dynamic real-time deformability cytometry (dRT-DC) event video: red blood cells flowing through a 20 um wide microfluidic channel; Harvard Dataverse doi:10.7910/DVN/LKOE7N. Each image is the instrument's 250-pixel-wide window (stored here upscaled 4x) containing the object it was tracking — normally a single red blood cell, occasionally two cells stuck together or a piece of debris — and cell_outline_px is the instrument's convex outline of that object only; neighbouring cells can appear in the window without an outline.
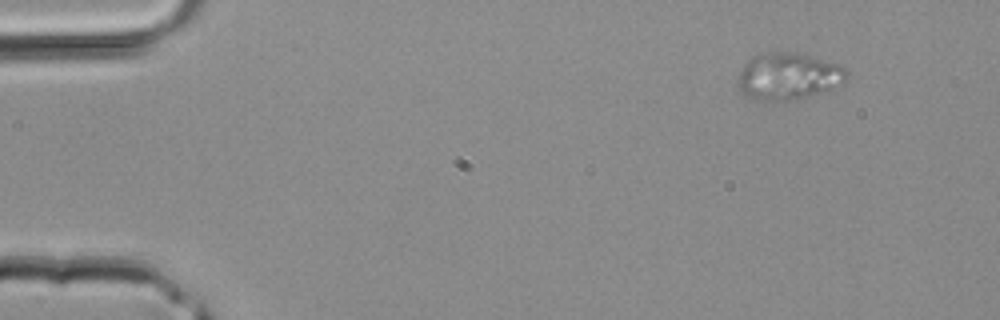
{"species": "common noctule bat (a hibernating species)", "species_latin": "Nyctalus noctula", "temperature_condition": "room temperature", "stored_images_in_passage": 36, "camera_frame_rate_fps": 3000, "um_per_image_px": 0.085, "animal": {"sex": "male", "body_mass_g": 20.4}, "frame": {"image": 1, "passage_image": 1, "time_ms": 0.0, "image_size_px": [1000, 320], "cell_outline_px": [[848, 76], [844, 80], [828, 88], [792, 100], [756, 100], [744, 96], [740, 92], [736, 84], [736, 80], [740, 68], [752, 56], [760, 52], [796, 52], [836, 64], [848, 68]], "centroid_in_image_um": [66.88, 6.46], "position_along_channel_um": 18.1, "area_um2": 29.54}}
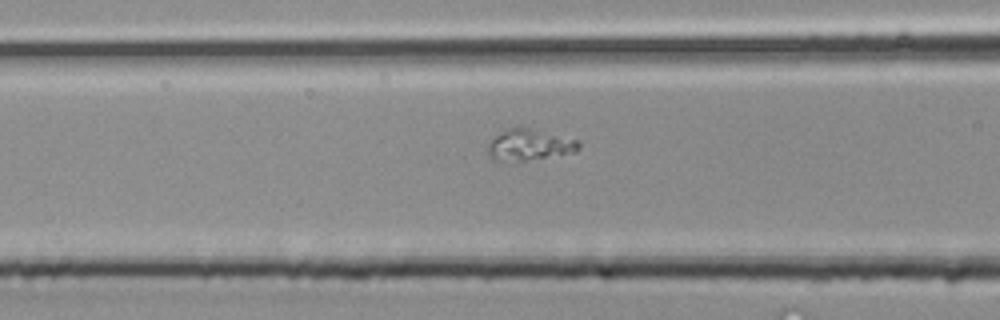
{"frame": {"image": 2, "passage_image": 13, "time_ms": 4.0, "image_size_px": [1000, 320], "cell_outline_px": [[580, 148], [576, 152], [524, 160], [492, 160], [484, 148], [496, 136], [508, 128], [528, 128], [580, 140]], "centroid_in_image_um": [44.99, 12.32], "position_along_channel_um": 121.6, "area_um2": 16.24}}
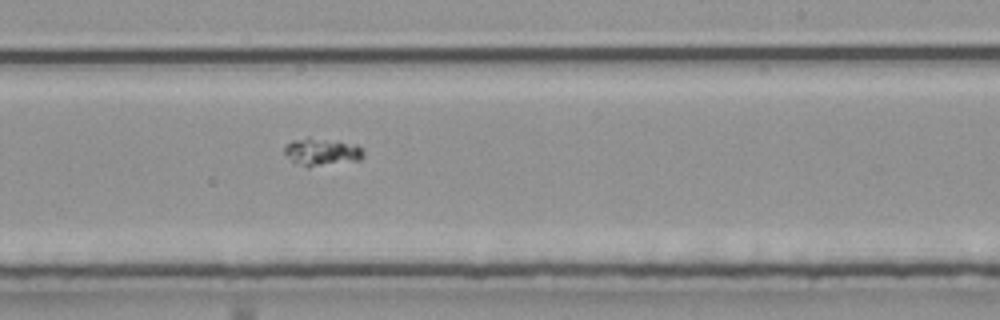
{"frame": {"image": 3, "passage_image": 21, "time_ms": 6.667, "image_size_px": [1000, 320], "cell_outline_px": [[364, 156], [360, 160], [308, 168], [292, 160], [284, 152], [284, 148], [292, 140], [308, 136], [360, 144], [364, 148]], "centroid_in_image_um": [27.43, 12.89], "position_along_channel_um": 261.6, "area_um2": 13.06}}